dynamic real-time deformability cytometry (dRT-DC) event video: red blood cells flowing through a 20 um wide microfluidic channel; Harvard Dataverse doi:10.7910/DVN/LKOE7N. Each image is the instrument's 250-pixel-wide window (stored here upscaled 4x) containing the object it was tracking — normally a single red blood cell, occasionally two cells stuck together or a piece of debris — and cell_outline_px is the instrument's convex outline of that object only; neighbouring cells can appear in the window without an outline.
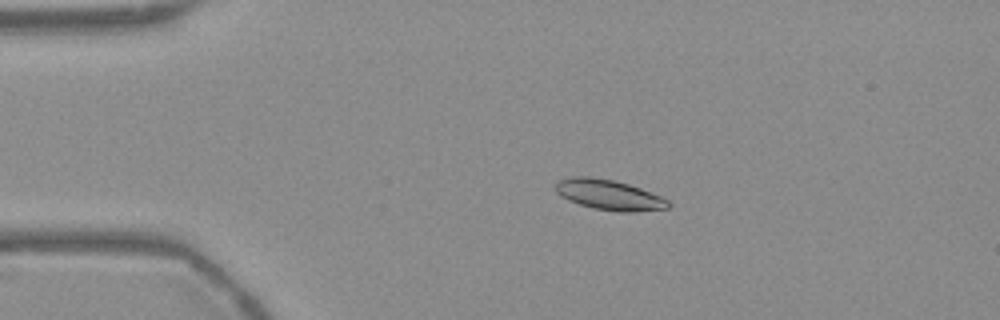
{"species": "Egyptian fruit bat (a non-hibernating species)", "species_latin": "Rousettus aegyptiacus", "temperature_condition": "warm", "stored_images_in_passage": 55, "camera_frame_rate_fps": 3000, "um_per_image_px": 0.085, "frame": {"image": 1, "passage_image": 12, "time_ms": 3.667, "image_size_px": [1000, 320], "cell_outline_px": [[672, 204], [668, 208], [636, 212], [616, 212], [592, 208], [568, 200], [560, 196], [556, 192], [556, 184], [560, 180], [572, 176], [592, 176], [612, 180], [628, 184], [640, 188], [660, 196], [668, 200]], "centroid_in_image_um": [51.77, 16.57], "position_along_channel_um": 33.2, "area_um2": 19.94}}
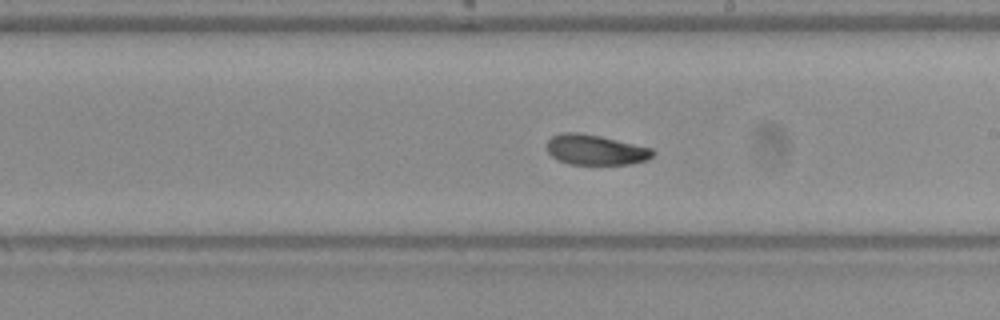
{"frame": {"image": 2, "passage_image": 32, "time_ms": 10.333, "image_size_px": [1000, 320], "cell_outline_px": [[656, 152], [648, 160], [632, 164], [568, 164], [552, 156], [548, 152], [548, 140], [552, 136], [560, 132], [576, 132], [600, 136], [652, 148]], "centroid_in_image_um": [50.64, 12.73], "position_along_channel_um": 238.4, "area_um2": 18.61}}
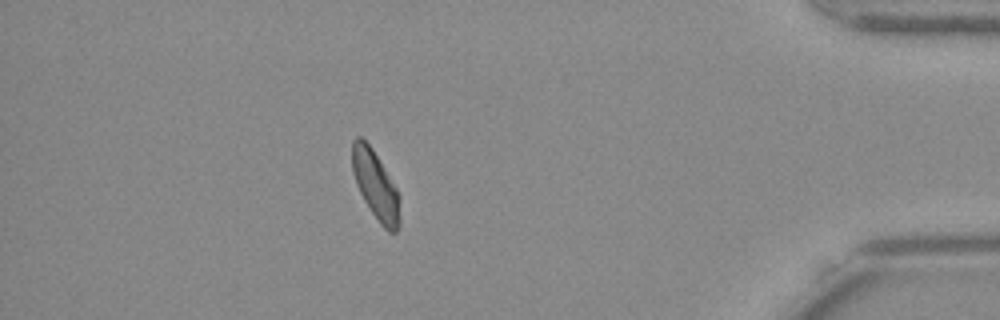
{"frame": {"image": 3, "passage_image": 49, "time_ms": 16.0, "image_size_px": [1000, 320], "cell_outline_px": [[400, 224], [396, 232], [388, 232], [380, 224], [364, 200], [356, 184], [352, 172], [352, 140], [356, 136], [360, 136], [372, 148], [396, 188], [400, 196]], "centroid_in_image_um": [31.93, 15.76], "position_along_channel_um": 403.3, "area_um2": 19.02}, "authors_computed_cell_mechanics": {"area_um2": 19.4786, "velocity_mm_per_s": 3.7252, "shape_relaxation_time_tau1_ms": 4.9727, "shape_relaxation_time_tau2_ms": 3.7127, "deformation_change_tau1": 0.1194, "deformation_change_tau2": 0.0869}}